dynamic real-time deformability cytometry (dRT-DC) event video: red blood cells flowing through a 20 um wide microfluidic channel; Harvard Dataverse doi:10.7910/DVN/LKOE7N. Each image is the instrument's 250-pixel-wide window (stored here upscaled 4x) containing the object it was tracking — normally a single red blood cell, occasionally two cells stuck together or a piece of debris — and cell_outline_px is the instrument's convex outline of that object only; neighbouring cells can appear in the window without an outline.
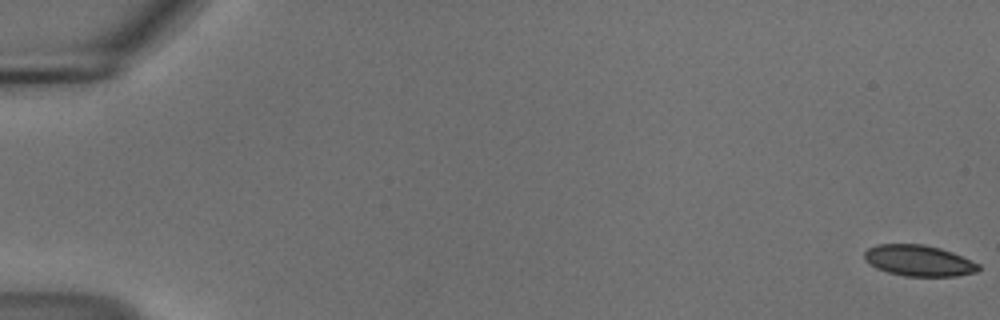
{"species": "common noctule bat (a hibernating species)", "species_latin": "Nyctalus noctula", "temperature_condition": "cold", "stored_images_in_passage": 56, "camera_frame_rate_fps": 3000, "um_per_image_px": 0.085, "animal": {"sex": "male", "body_mass_g": 18.8}, "frame": {"image": 1, "passage_image": 1, "time_ms": 0.0, "image_size_px": [1000, 320], "cell_outline_px": [[980, 268], [976, 272], [956, 276], [904, 276], [888, 272], [876, 268], [864, 260], [864, 252], [868, 248], [876, 244], [924, 244], [940, 248], [952, 252], [980, 264]], "centroid_in_image_um": [78.08, 22.15], "position_along_channel_um": 6.9, "area_um2": 20.69}}
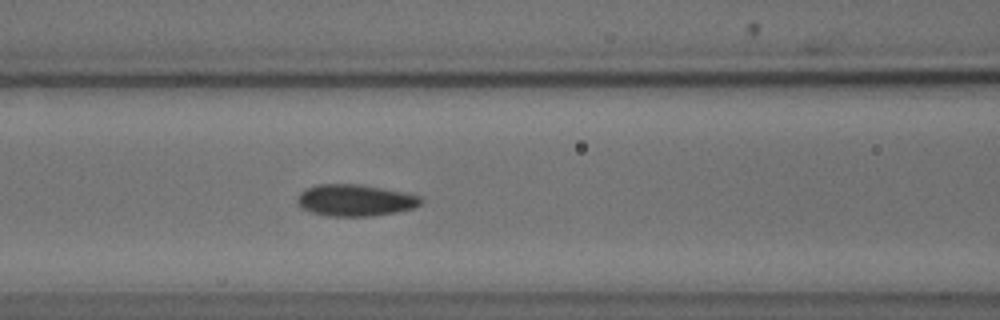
{"frame": {"image": 2, "passage_image": 25, "time_ms": 8.0, "image_size_px": [1000, 320], "cell_outline_px": [[424, 200], [420, 204], [412, 208], [396, 212], [372, 216], [328, 216], [312, 212], [300, 208], [296, 204], [296, 200], [300, 192], [304, 188], [316, 184], [364, 184], [424, 196]], "centroid_in_image_um": [30.18, 17.01], "position_along_channel_um": 136.4, "area_um2": 23.24}}
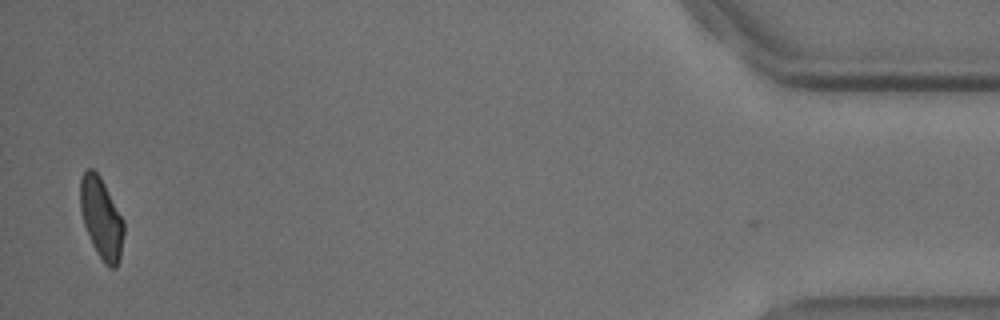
{"frame": {"image": 3, "passage_image": 55, "time_ms": 18.0, "image_size_px": [1000, 320], "cell_outline_px": [[124, 232], [120, 260], [116, 268], [108, 268], [104, 264], [92, 244], [84, 224], [80, 212], [80, 180], [84, 172], [88, 168], [92, 168], [100, 176], [124, 220]], "centroid_in_image_um": [8.62, 18.57], "position_along_channel_um": 426.6, "area_um2": 20.63}, "authors_computed_cell_mechanics": {"area_um2": 21.964, "velocity_mm_per_s": 3.6988, "shape_relaxation_time_tau1_ms": 8.3346, "shape_relaxation_time_tau2_ms": 2.0336, "deformation_change_tau1": 0.1231, "deformation_change_tau2": 0.0587}}